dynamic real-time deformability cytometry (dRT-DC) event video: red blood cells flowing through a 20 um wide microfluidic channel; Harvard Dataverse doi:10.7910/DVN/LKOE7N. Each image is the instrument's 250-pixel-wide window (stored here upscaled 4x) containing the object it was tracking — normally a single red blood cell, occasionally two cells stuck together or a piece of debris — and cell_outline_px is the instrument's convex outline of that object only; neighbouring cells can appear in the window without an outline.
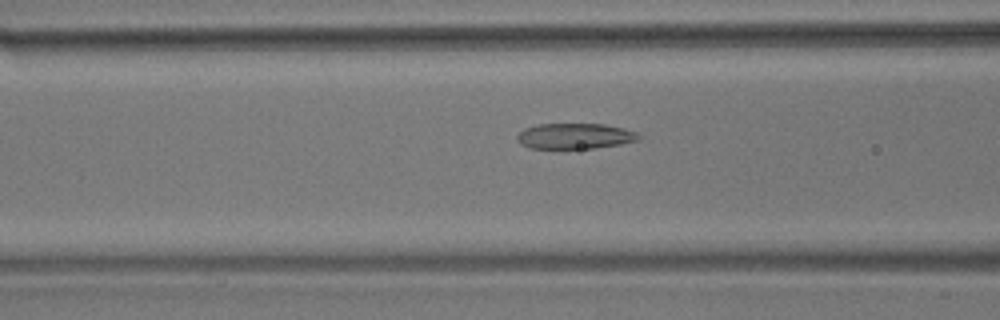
{"species": "common noctule bat (a hibernating species)", "species_latin": "Nyctalus noctula", "temperature_condition": "room temperature", "stored_images_in_passage": 42, "camera_frame_rate_fps": 3000, "um_per_image_px": 0.085, "animal": {"sex": "male", "body_mass_g": 17.9}, "frame": {"image": 1, "passage_image": 9, "time_ms": 2.667, "image_size_px": [1000, 320], "cell_outline_px": [[640, 140], [620, 144], [596, 148], [528, 148], [520, 144], [516, 140], [516, 136], [524, 128], [536, 124], [604, 124], [624, 128], [636, 132], [640, 136]], "centroid_in_image_um": [48.84, 11.56], "position_along_channel_um": 117.8, "area_um2": 18.26}}
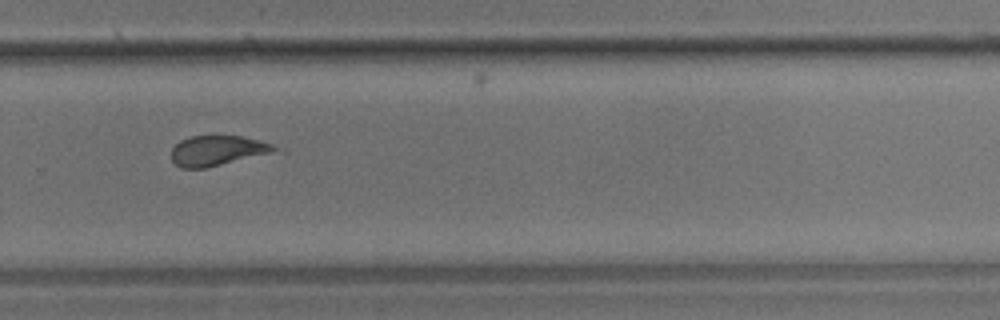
{"frame": {"image": 2, "passage_image": 25, "time_ms": 8.0, "image_size_px": [1000, 320], "cell_outline_px": [[288, 152], [204, 168], [180, 168], [172, 160], [172, 148], [180, 140], [192, 136], [240, 136], [260, 140], [284, 148]], "centroid_in_image_um": [18.7, 12.82], "position_along_channel_um": 311.1, "area_um2": 19.02}}
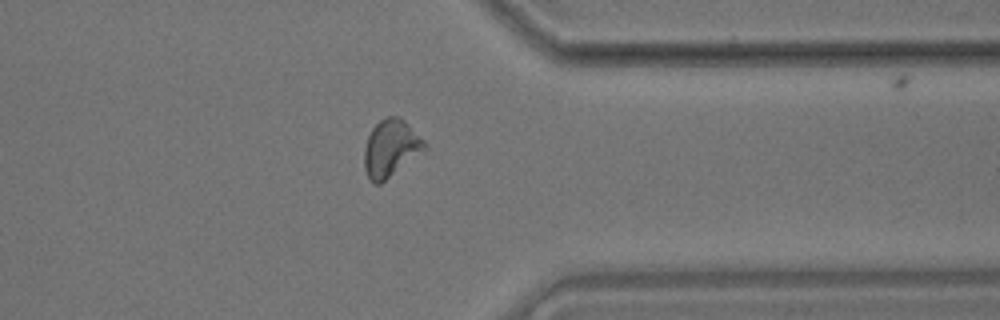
{"frame": {"image": 3, "passage_image": 31, "time_ms": 10.0, "image_size_px": [1000, 320], "cell_outline_px": [[428, 148], [380, 184], [376, 184], [368, 180], [364, 168], [364, 148], [368, 136], [372, 128], [380, 120], [388, 116], [400, 116], [428, 144]], "centroid_in_image_um": [33.21, 12.61], "position_along_channel_um": 378.2, "area_um2": 20.17}, "authors_computed_cell_mechanics": {"area_um2": 19.652, "velocity_mm_per_s": 3.6403, "shape_relaxation_time_tau1_ms": null, "shape_relaxation_time_tau2_ms": 1.6935, "deformation_change_tau1": null, "deformation_change_tau2": 0.0998}}